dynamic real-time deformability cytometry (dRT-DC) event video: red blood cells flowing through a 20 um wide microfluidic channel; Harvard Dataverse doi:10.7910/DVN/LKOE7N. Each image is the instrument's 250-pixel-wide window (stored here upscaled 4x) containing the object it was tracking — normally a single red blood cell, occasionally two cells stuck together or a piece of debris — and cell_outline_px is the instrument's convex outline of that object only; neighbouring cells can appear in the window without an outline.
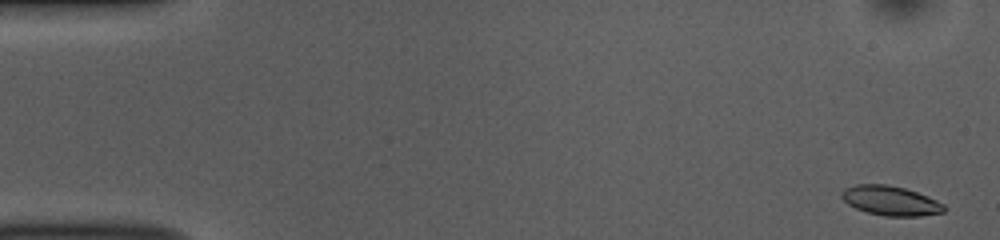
{"species": "common noctule bat (a hibernating species)", "species_latin": "Nyctalus noctula", "temperature_condition": "room temperature", "stored_images_in_passage": 53, "camera_frame_rate_fps": 3000, "um_per_image_px": 0.085, "animal": {"sex": "female", "body_mass_g": 10.0, "forearm_length_mm": 53.1}, "frame": {"image": 1, "passage_image": 1, "time_ms": 0.0, "image_size_px": [1000, 240], "cell_outline_px": [[944, 212], [920, 216], [884, 216], [868, 212], [856, 208], [848, 204], [840, 196], [840, 192], [844, 188], [856, 184], [888, 184], [904, 188], [928, 196], [944, 204]], "centroid_in_image_um": [75.67, 17.05], "position_along_channel_um": 9.3, "area_um2": 17.63}}
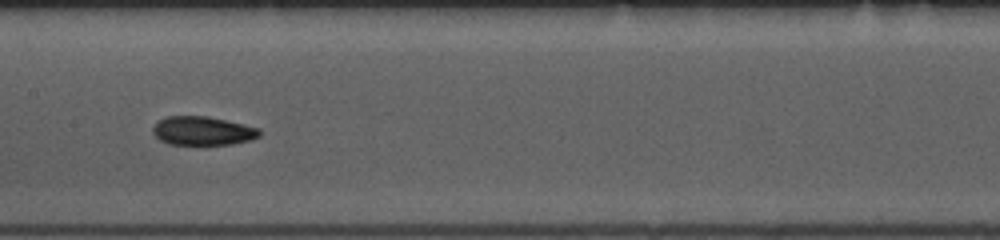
{"frame": {"image": 2, "passage_image": 26, "time_ms": 8.333, "image_size_px": [1000, 240], "cell_outline_px": [[260, 136], [252, 140], [232, 144], [168, 144], [160, 140], [152, 132], [152, 128], [160, 120], [168, 116], [208, 116], [260, 128]], "centroid_in_image_um": [17.25, 11.12], "position_along_channel_um": 190.2, "area_um2": 17.8}}
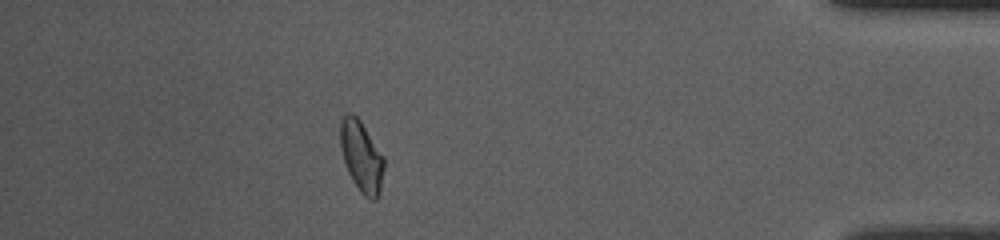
{"frame": {"image": 3, "passage_image": 47, "time_ms": 15.333, "image_size_px": [1000, 240], "cell_outline_px": [[384, 168], [380, 192], [376, 200], [372, 200], [364, 196], [360, 192], [352, 180], [344, 164], [340, 148], [340, 120], [348, 112], [352, 112], [360, 120], [384, 156]], "centroid_in_image_um": [30.71, 13.3], "position_along_channel_um": 404.5, "area_um2": 18.32}, "authors_computed_cell_mechanics": {"area_um2": 17.8602, "velocity_mm_per_s": 3.7156, "shape_relaxation_time_tau1_ms": 5.1346, "shape_relaxation_time_tau2_ms": 3.6218, "deformation_change_tau1": 0.1048, "deformation_change_tau2": 0.077}}